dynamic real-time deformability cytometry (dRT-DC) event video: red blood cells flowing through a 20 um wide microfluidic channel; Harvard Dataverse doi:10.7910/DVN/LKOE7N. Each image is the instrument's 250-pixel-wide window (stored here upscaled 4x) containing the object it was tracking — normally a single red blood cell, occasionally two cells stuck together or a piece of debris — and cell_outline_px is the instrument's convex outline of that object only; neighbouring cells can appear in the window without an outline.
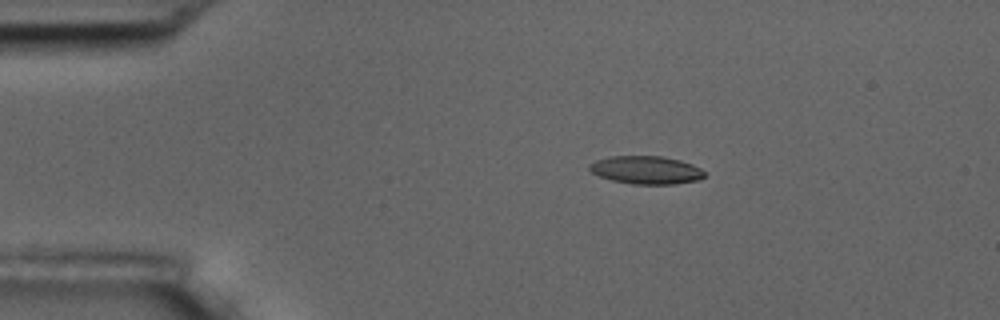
{"species": "common noctule bat (a hibernating species)", "species_latin": "Nyctalus noctula", "temperature_condition": "room temperature", "stored_images_in_passage": 5, "camera_frame_rate_fps": 3000, "um_per_image_px": 0.085, "animal": {"sex": "male", "body_mass_g": 17.5, "forearm_length_mm": 52.3}, "frame": {"image": 1, "passage_image": 3, "time_ms": 2.667, "image_size_px": [1000, 320], "cell_outline_px": [[704, 176], [700, 180], [676, 184], [632, 184], [612, 180], [600, 176], [592, 172], [588, 168], [588, 164], [596, 160], [608, 156], [660, 156], [680, 160], [692, 164], [700, 168], [704, 172]], "centroid_in_image_um": [54.92, 14.45], "position_along_channel_um": 30.1, "area_um2": 18.84}}